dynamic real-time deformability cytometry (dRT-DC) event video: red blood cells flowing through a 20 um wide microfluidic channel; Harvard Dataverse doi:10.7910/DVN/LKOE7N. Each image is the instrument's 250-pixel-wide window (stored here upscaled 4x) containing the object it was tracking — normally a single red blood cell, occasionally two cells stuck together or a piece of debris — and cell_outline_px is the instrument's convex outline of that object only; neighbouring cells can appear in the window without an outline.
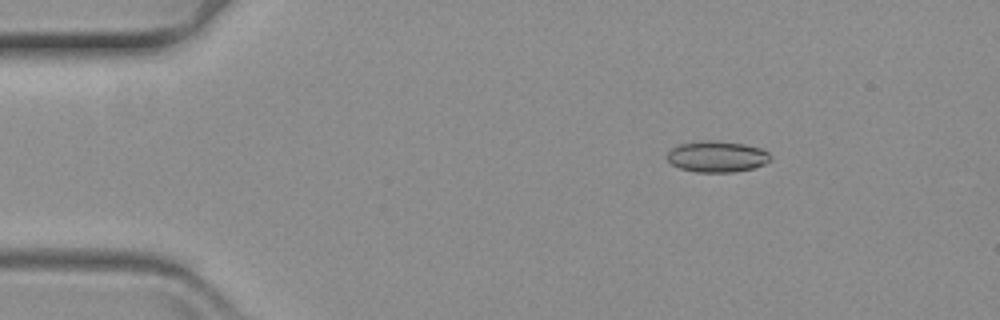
{"species": "common noctule bat (a hibernating species)", "species_latin": "Nyctalus noctula", "temperature_condition": "warm", "stored_images_in_passage": 62, "camera_frame_rate_fps": 3000, "um_per_image_px": 0.085, "animal": {"sex": "female", "body_mass_g": 19.3, "forearm_length_mm": 54.1}, "frame": {"image": 1, "passage_image": 10, "time_ms": 3.0, "image_size_px": [1000, 320], "cell_outline_px": [[772, 160], [764, 164], [752, 168], [732, 172], [696, 172], [680, 168], [672, 164], [668, 160], [668, 152], [672, 148], [680, 144], [704, 140], [720, 140], [744, 144], [764, 148], [768, 152]], "centroid_in_image_um": [60.98, 13.29], "position_along_channel_um": 24.0, "area_um2": 18.84}}
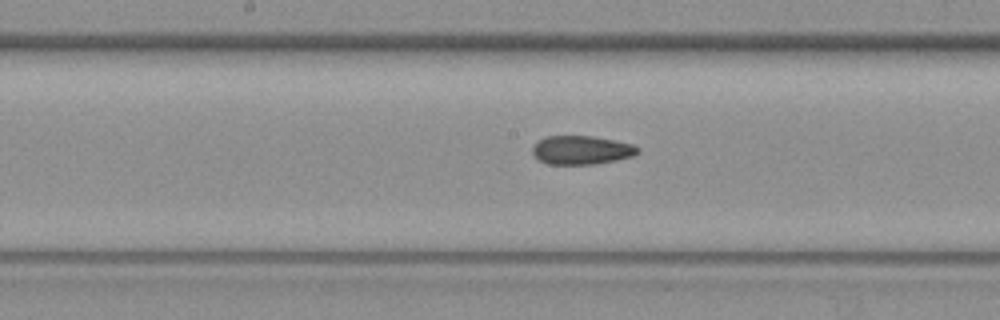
{"frame": {"image": 2, "passage_image": 32, "time_ms": 10.333, "image_size_px": [1000, 320], "cell_outline_px": [[640, 152], [632, 156], [616, 160], [596, 164], [548, 164], [540, 160], [532, 152], [532, 148], [536, 140], [544, 136], [592, 136], [616, 140], [632, 144], [640, 148]], "centroid_in_image_um": [49.42, 12.74], "position_along_channel_um": 198.8, "area_um2": 17.74}}
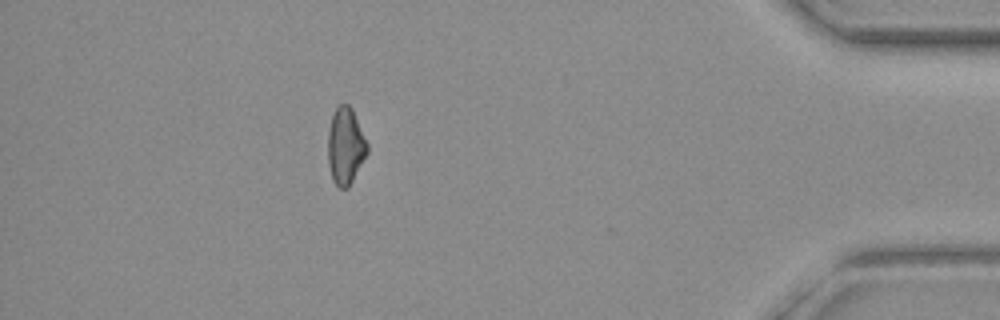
{"frame": {"image": 3, "passage_image": 55, "time_ms": 18.0, "image_size_px": [1000, 320], "cell_outline_px": [[368, 152], [348, 188], [340, 188], [332, 180], [328, 164], [328, 128], [332, 116], [336, 108], [340, 104], [348, 104], [352, 108], [368, 144]], "centroid_in_image_um": [29.36, 12.41], "position_along_channel_um": 405.8, "area_um2": 17.57}}